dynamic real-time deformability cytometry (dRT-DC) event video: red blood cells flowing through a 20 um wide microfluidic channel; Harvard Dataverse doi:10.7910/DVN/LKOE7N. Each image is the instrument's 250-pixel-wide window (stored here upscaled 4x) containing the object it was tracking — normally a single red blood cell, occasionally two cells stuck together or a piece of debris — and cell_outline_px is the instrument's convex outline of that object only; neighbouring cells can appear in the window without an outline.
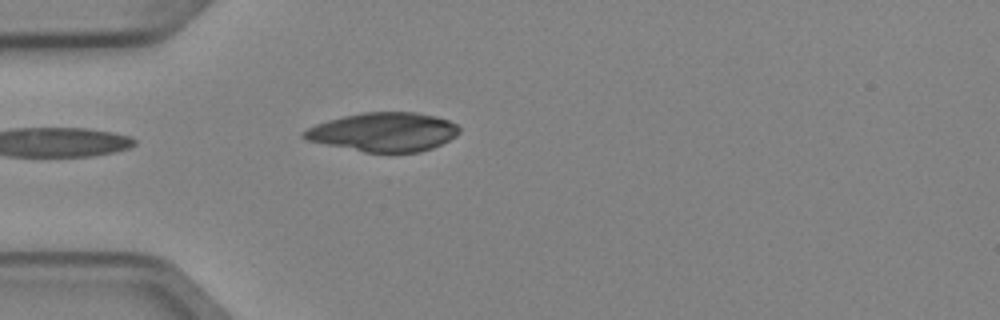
{"species": "Egyptian fruit bat (a non-hibernating species)", "species_latin": "Rousettus aegyptiacus", "temperature_condition": "cold", "stored_images_in_passage": 2, "camera_frame_rate_fps": 3000, "um_per_image_px": 0.085, "animal": {"sex": "female"}, "frame": {"image": 1, "passage_image": 2, "time_ms": 0.333, "image_size_px": [1000, 320], "cell_outline_px": [[460, 132], [456, 136], [432, 148], [420, 152], [364, 152], [304, 140], [300, 136], [300, 132], [316, 124], [328, 120], [344, 116], [364, 112], [416, 112], [436, 116], [448, 120], [456, 124], [460, 128]], "centroid_in_image_um": [32.58, 11.22], "position_along_channel_um": 52.4, "area_um2": 35.32}}